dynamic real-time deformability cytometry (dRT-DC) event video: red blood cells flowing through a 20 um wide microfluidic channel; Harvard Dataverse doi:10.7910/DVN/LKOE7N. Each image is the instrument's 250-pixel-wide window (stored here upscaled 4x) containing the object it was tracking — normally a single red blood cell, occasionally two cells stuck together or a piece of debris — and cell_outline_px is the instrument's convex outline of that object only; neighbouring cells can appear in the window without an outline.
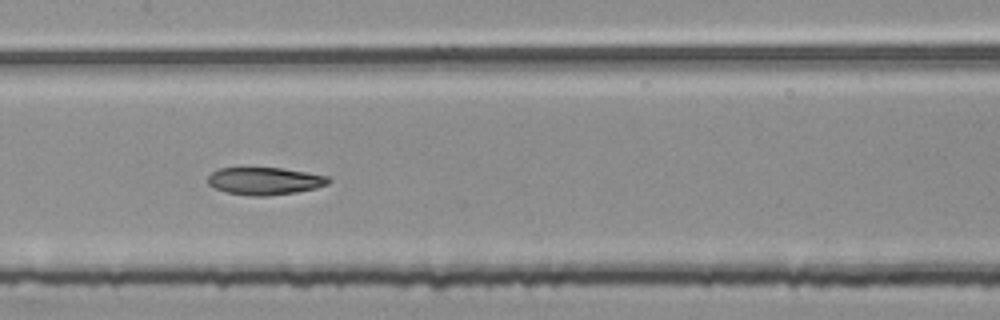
{"species": "common noctule bat (a hibernating species)", "species_latin": "Nyctalus noctula", "temperature_condition": "room temperature", "stored_images_in_passage": 51, "segment_of_instrument_passage": [2, 2], "camera_frame_rate_fps": 3000, "um_per_image_px": 0.085, "animal": {"sex": "female", "body_mass_g": 25.1}, "frame": {"image": 1, "passage_image": 25, "time_ms": 8.0, "image_size_px": [1000, 320], "cell_outline_px": [[332, 180], [328, 184], [316, 188], [296, 192], [268, 196], [252, 196], [228, 192], [216, 188], [208, 184], [208, 176], [212, 172], [220, 168], [280, 168], [328, 176]], "centroid_in_image_um": [22.52, 15.39], "position_along_channel_um": 184.9, "area_um2": 19.13}}
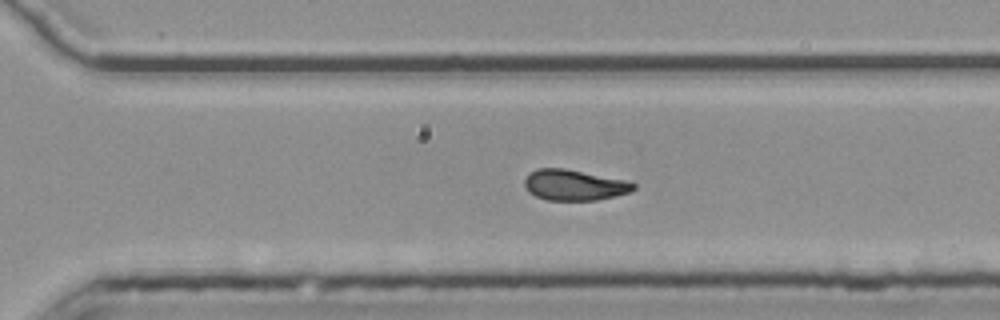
{"frame": {"image": 2, "passage_image": 36, "time_ms": 11.667, "image_size_px": [1000, 320], "cell_outline_px": [[636, 188], [628, 192], [616, 196], [596, 200], [548, 200], [536, 196], [528, 192], [524, 184], [524, 180], [528, 172], [536, 168], [564, 168], [624, 180], [636, 184]], "centroid_in_image_um": [48.76, 15.72], "position_along_channel_um": 321.8, "area_um2": 19.48}}
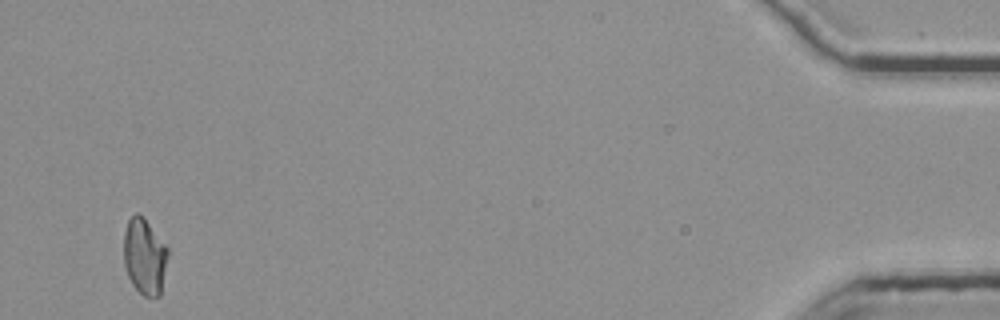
{"frame": {"image": 3, "passage_image": 51, "time_ms": 16.667, "image_size_px": [1000, 320], "cell_outline_px": [[168, 256], [160, 296], [144, 296], [132, 284], [128, 276], [124, 264], [124, 232], [128, 220], [136, 212], [144, 216], [168, 248]], "centroid_in_image_um": [12.29, 21.77], "position_along_channel_um": 422.9, "area_um2": 19.59}}